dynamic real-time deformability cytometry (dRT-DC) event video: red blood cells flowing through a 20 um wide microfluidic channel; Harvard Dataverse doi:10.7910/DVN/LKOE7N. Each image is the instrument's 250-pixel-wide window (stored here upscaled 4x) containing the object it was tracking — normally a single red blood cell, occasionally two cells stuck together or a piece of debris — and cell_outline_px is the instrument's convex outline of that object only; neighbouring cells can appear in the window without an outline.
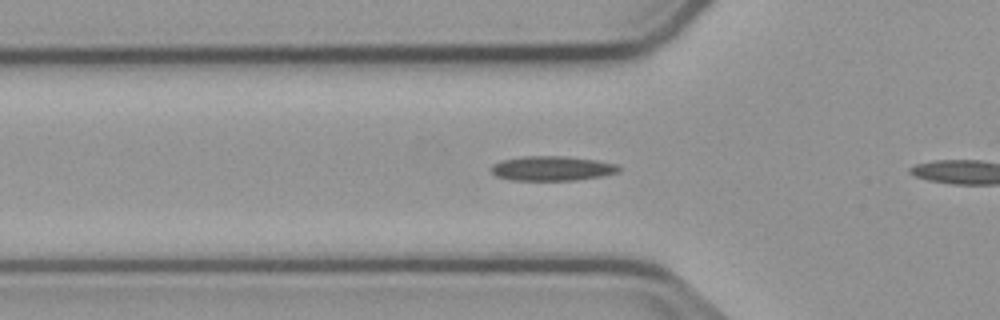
{"species": "common noctule bat (a hibernating species)", "species_latin": "Nyctalus noctula", "temperature_condition": "cold", "stored_images_in_passage": 7, "camera_frame_rate_fps": 3000, "um_per_image_px": 0.085, "animal": {"sex": "male", "body_mass_g": 23.1, "forearm_length_mm": 52.7}, "frame": {"image": 1, "passage_image": 6, "time_ms": 1.667, "image_size_px": [1000, 320], "cell_outline_px": [[620, 172], [600, 176], [576, 180], [512, 180], [496, 176], [488, 168], [492, 164], [500, 160], [524, 156], [568, 156], [596, 160], [616, 164], [620, 168]], "centroid_in_image_um": [46.88, 14.3], "position_along_channel_um": 78.9, "area_um2": 18.44}}